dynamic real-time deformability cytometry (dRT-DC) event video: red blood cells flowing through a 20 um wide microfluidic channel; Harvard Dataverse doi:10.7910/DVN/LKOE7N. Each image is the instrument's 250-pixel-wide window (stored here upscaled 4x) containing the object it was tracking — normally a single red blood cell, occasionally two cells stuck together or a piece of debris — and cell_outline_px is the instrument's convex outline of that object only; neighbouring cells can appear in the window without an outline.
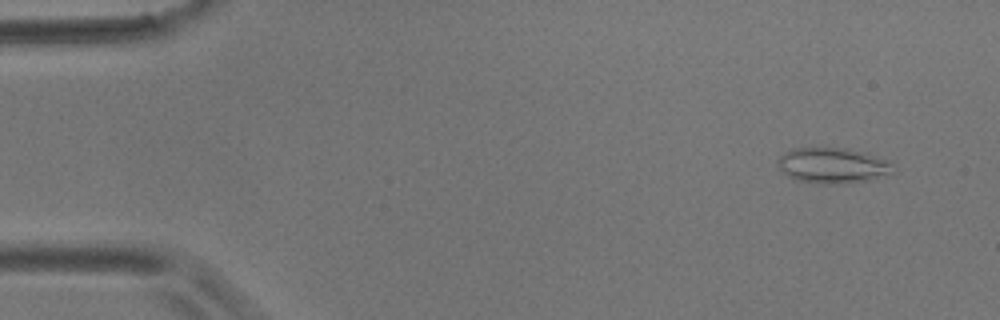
{"species": "common noctule bat (a hibernating species)", "species_latin": "Nyctalus noctula", "temperature_condition": "room temperature", "stored_images_in_passage": 5, "camera_frame_rate_fps": 3000, "um_per_image_px": 0.085, "animal": {"sex": "male", "body_mass_g": 17.9}, "frame": {"image": 1, "passage_image": 1, "time_ms": 0.0, "image_size_px": [1000, 320], "cell_outline_px": [[896, 172], [888, 176], [868, 180], [836, 184], [820, 184], [796, 180], [780, 172], [776, 164], [776, 160], [784, 152], [792, 148], [848, 148], [884, 160]], "centroid_in_image_um": [70.68, 14.08], "position_along_channel_um": 14.3, "area_um2": 23.87}}